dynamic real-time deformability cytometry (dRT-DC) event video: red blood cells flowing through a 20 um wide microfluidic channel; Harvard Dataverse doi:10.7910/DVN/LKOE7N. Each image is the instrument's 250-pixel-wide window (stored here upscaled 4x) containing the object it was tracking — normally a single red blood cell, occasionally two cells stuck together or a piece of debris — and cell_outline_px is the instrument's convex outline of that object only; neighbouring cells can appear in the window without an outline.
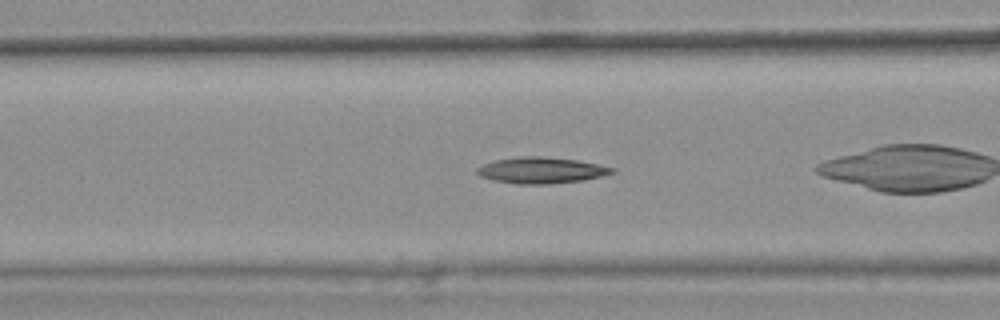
{"species": "common noctule bat (a hibernating species)", "species_latin": "Nyctalus noctula", "temperature_condition": "warm", "stored_images_in_passage": 31, "camera_frame_rate_fps": 3000, "um_per_image_px": 0.085, "animal": {"sex": "female", "body_mass_g": 25.1}, "frame": {"image": 1, "passage_image": 5, "time_ms": 1.333, "image_size_px": [1000, 320], "cell_outline_px": [[616, 172], [584, 180], [548, 184], [516, 184], [492, 180], [480, 176], [476, 172], [476, 168], [484, 164], [496, 160], [520, 156], [540, 156], [576, 160], [616, 168]], "centroid_in_image_um": [45.99, 14.48], "position_along_channel_um": 120.6, "area_um2": 20.52}}